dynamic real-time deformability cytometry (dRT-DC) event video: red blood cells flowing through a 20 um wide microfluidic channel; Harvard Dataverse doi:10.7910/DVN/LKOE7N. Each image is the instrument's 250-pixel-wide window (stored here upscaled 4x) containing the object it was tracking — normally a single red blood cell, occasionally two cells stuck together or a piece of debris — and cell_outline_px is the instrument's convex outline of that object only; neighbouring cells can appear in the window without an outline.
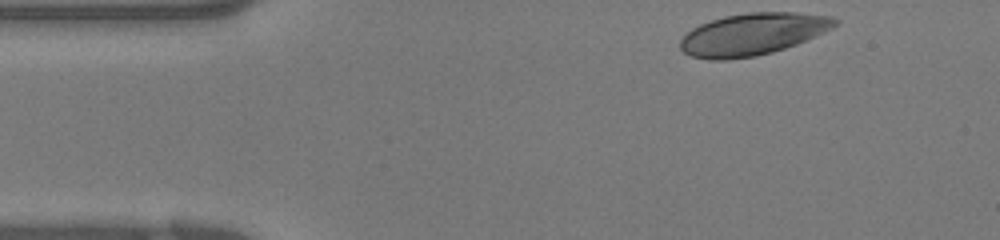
{"species": "human", "species_latin": "Homo sapiens", "temperature_condition": "warm", "stored_images_in_passage": 35, "camera_frame_rate_fps": 3000, "um_per_image_px": 0.085, "donor": {"sex": "female"}, "frame": {"image": 1, "passage_image": 1, "time_ms": 0.0, "image_size_px": [1000, 240], "cell_outline_px": [[840, 20], [832, 28], [824, 32], [796, 44], [772, 52], [756, 56], [724, 60], [708, 60], [692, 56], [684, 52], [680, 48], [680, 40], [692, 28], [700, 24], [724, 16], [748, 12], [792, 12], [832, 16]], "centroid_in_image_um": [63.97, 2.9], "position_along_channel_um": 21.0, "area_um2": 37.74}}
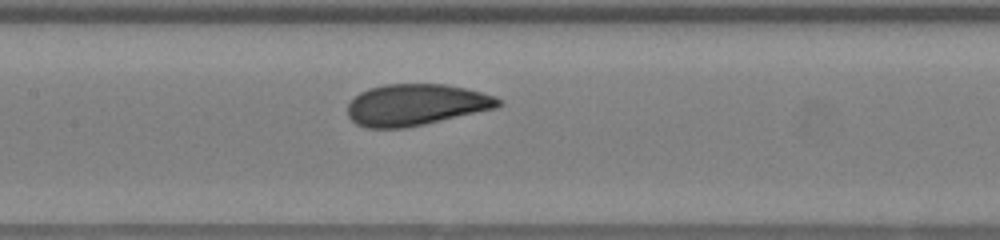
{"frame": {"image": 2, "passage_image": 14, "time_ms": 4.333, "image_size_px": [1000, 240], "cell_outline_px": [[504, 104], [496, 108], [424, 124], [404, 128], [364, 128], [356, 124], [348, 116], [348, 104], [360, 92], [368, 88], [384, 84], [444, 84], [464, 88], [496, 96]], "centroid_in_image_um": [35.34, 8.91], "position_along_channel_um": 172.1, "area_um2": 36.36}}
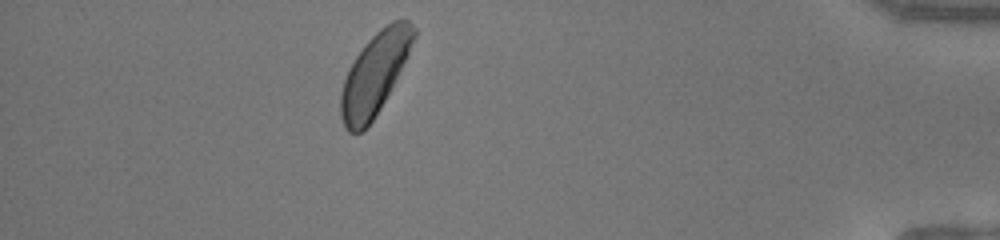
{"frame": {"image": 3, "passage_image": 31, "time_ms": 10.0, "image_size_px": [1000, 240], "cell_outline_px": [[416, 36], [380, 108], [372, 120], [360, 132], [348, 132], [344, 128], [340, 116], [340, 92], [348, 68], [364, 44], [380, 28], [392, 20], [408, 20], [416, 28]], "centroid_in_image_um": [31.8, 6.26], "position_along_channel_um": 403.4, "area_um2": 33.93}}